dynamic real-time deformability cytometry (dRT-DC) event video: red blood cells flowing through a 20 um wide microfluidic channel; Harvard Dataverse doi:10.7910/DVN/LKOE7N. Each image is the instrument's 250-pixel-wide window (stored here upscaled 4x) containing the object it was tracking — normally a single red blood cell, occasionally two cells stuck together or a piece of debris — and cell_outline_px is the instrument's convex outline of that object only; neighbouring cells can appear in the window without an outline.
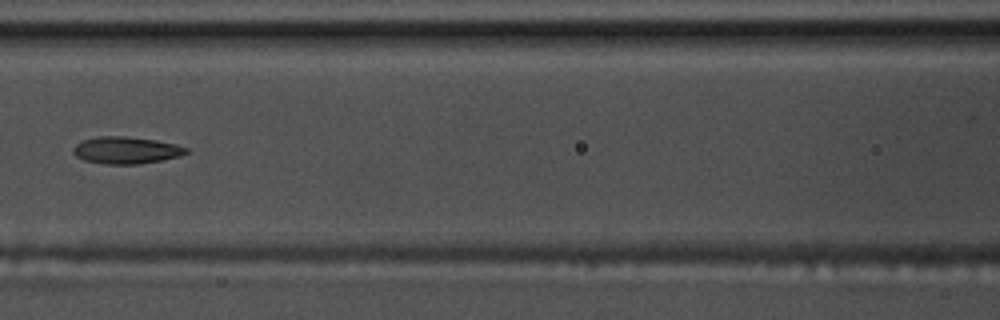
{"species": "common noctule bat (a hibernating species)", "species_latin": "Nyctalus noctula", "temperature_condition": "warm", "stored_images_in_passage": 9, "camera_frame_rate_fps": 3000, "um_per_image_px": 0.085, "animal": {"sex": "male", "body_mass_g": 17.5, "forearm_length_mm": 52.3}, "frame": {"image": 1, "passage_image": 7, "time_ms": 2.0, "image_size_px": [1000, 320], "cell_outline_px": [[188, 152], [180, 156], [140, 164], [108, 164], [84, 160], [76, 156], [72, 152], [72, 148], [76, 144], [84, 140], [96, 136], [124, 136], [152, 140], [176, 144], [188, 148]], "centroid_in_image_um": [10.7, 12.77], "position_along_channel_um": 155.9, "area_um2": 17.63}}
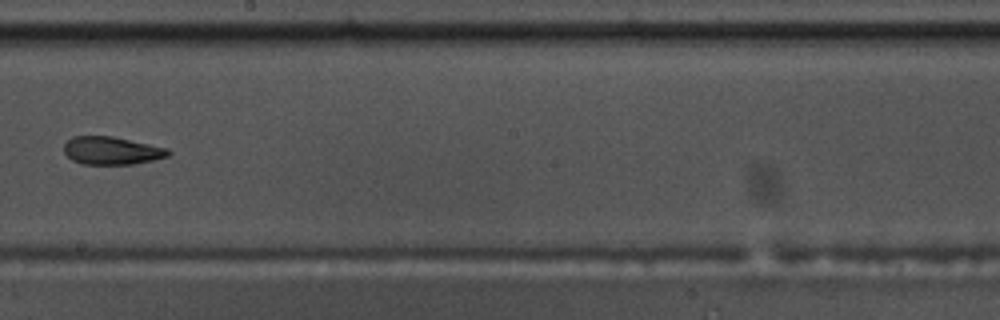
{"frame": {"image": 2, "passage_image": 9, "time_ms": 2.667, "image_size_px": [1000, 320], "cell_outline_px": [[172, 152], [168, 156], [152, 160], [132, 164], [80, 164], [72, 160], [64, 152], [64, 144], [72, 136], [112, 136], [168, 148]], "centroid_in_image_um": [9.48, 12.8], "position_along_channel_um": 238.7, "area_um2": 16.94}}